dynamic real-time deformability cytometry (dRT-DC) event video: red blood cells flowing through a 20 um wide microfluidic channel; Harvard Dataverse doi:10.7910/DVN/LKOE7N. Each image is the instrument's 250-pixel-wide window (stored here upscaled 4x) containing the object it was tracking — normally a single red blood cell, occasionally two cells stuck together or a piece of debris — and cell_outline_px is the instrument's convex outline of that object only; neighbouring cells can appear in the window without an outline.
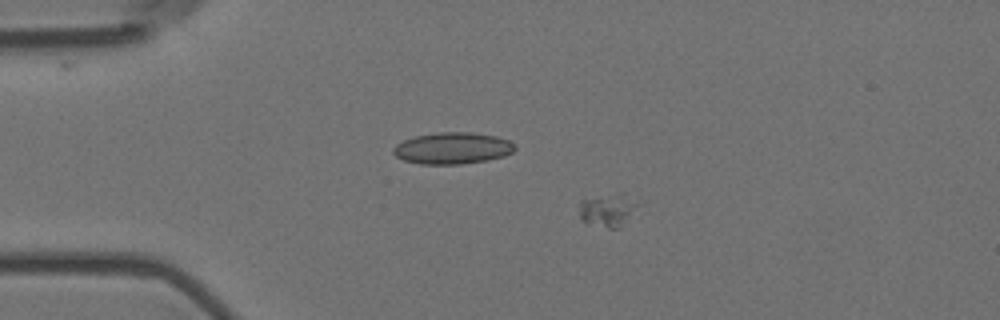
{"species": "Egyptian fruit bat (a non-hibernating species)", "species_latin": "Rousettus aegyptiacus", "temperature_condition": "room temperature", "stored_images_in_passage": 4, "camera_frame_rate_fps": 3000, "um_per_image_px": 0.085, "animal": {"sex": "female"}, "frame": {"image": 1, "passage_image": 3, "time_ms": 0.667, "image_size_px": [1000, 320], "cell_outline_px": [[644, 200], [620, 228], [608, 228], [588, 224], [580, 216], [580, 204], [584, 200], [620, 192]], "centroid_in_image_um": [51.79, 17.84], "position_along_channel_um": 33.2, "area_um2": 11.44}}